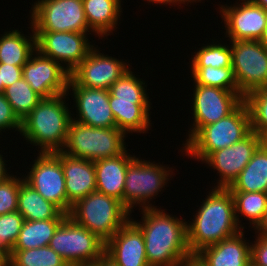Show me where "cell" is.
Returning <instances> with one entry per match:
<instances>
[{
	"label": "cell",
	"mask_w": 267,
	"mask_h": 266,
	"mask_svg": "<svg viewBox=\"0 0 267 266\" xmlns=\"http://www.w3.org/2000/svg\"><path fill=\"white\" fill-rule=\"evenodd\" d=\"M135 157L129 162L126 171L123 205L132 213L133 208H155L151 203L158 194H162L176 174L173 167L159 162ZM151 161V162H150ZM168 166V167H167ZM173 169V170H172ZM164 188V189H163Z\"/></svg>",
	"instance_id": "52a82bcc"
},
{
	"label": "cell",
	"mask_w": 267,
	"mask_h": 266,
	"mask_svg": "<svg viewBox=\"0 0 267 266\" xmlns=\"http://www.w3.org/2000/svg\"><path fill=\"white\" fill-rule=\"evenodd\" d=\"M0 93H3V82H1V77H0Z\"/></svg>",
	"instance_id": "f907efd6"
},
{
	"label": "cell",
	"mask_w": 267,
	"mask_h": 266,
	"mask_svg": "<svg viewBox=\"0 0 267 266\" xmlns=\"http://www.w3.org/2000/svg\"><path fill=\"white\" fill-rule=\"evenodd\" d=\"M152 104H135L134 101L117 100L110 94L109 106L115 117L116 127L126 135L148 133Z\"/></svg>",
	"instance_id": "cb8c5ba5"
},
{
	"label": "cell",
	"mask_w": 267,
	"mask_h": 266,
	"mask_svg": "<svg viewBox=\"0 0 267 266\" xmlns=\"http://www.w3.org/2000/svg\"><path fill=\"white\" fill-rule=\"evenodd\" d=\"M24 223V217L18 212L0 215V256L6 261Z\"/></svg>",
	"instance_id": "d590c367"
},
{
	"label": "cell",
	"mask_w": 267,
	"mask_h": 266,
	"mask_svg": "<svg viewBox=\"0 0 267 266\" xmlns=\"http://www.w3.org/2000/svg\"><path fill=\"white\" fill-rule=\"evenodd\" d=\"M231 67L239 93L267 87V45L258 40L230 41Z\"/></svg>",
	"instance_id": "8fae6325"
},
{
	"label": "cell",
	"mask_w": 267,
	"mask_h": 266,
	"mask_svg": "<svg viewBox=\"0 0 267 266\" xmlns=\"http://www.w3.org/2000/svg\"><path fill=\"white\" fill-rule=\"evenodd\" d=\"M100 49L95 45L70 73L79 86L109 90L131 68L129 61L105 55Z\"/></svg>",
	"instance_id": "2e32d148"
},
{
	"label": "cell",
	"mask_w": 267,
	"mask_h": 266,
	"mask_svg": "<svg viewBox=\"0 0 267 266\" xmlns=\"http://www.w3.org/2000/svg\"><path fill=\"white\" fill-rule=\"evenodd\" d=\"M161 208L141 209L140 221L130 219L144 236L149 266H180L193 256L187 241V221Z\"/></svg>",
	"instance_id": "6da1fadb"
},
{
	"label": "cell",
	"mask_w": 267,
	"mask_h": 266,
	"mask_svg": "<svg viewBox=\"0 0 267 266\" xmlns=\"http://www.w3.org/2000/svg\"><path fill=\"white\" fill-rule=\"evenodd\" d=\"M221 41V38L220 40L212 39L211 43L202 44V47L192 53L194 55L189 59V67H231L232 50L230 41L229 44H227V41L226 43Z\"/></svg>",
	"instance_id": "f546056e"
},
{
	"label": "cell",
	"mask_w": 267,
	"mask_h": 266,
	"mask_svg": "<svg viewBox=\"0 0 267 266\" xmlns=\"http://www.w3.org/2000/svg\"><path fill=\"white\" fill-rule=\"evenodd\" d=\"M251 241V263L254 266H267V238L255 236Z\"/></svg>",
	"instance_id": "f35d334b"
},
{
	"label": "cell",
	"mask_w": 267,
	"mask_h": 266,
	"mask_svg": "<svg viewBox=\"0 0 267 266\" xmlns=\"http://www.w3.org/2000/svg\"><path fill=\"white\" fill-rule=\"evenodd\" d=\"M6 265V261L4 259H0V266H5Z\"/></svg>",
	"instance_id": "816d5d0a"
},
{
	"label": "cell",
	"mask_w": 267,
	"mask_h": 266,
	"mask_svg": "<svg viewBox=\"0 0 267 266\" xmlns=\"http://www.w3.org/2000/svg\"><path fill=\"white\" fill-rule=\"evenodd\" d=\"M234 200L235 217L239 227L244 230L241 221H249L254 230L262 221L267 210V193L263 192H231ZM244 217V218H242ZM242 218V220H240Z\"/></svg>",
	"instance_id": "f1b7e54d"
},
{
	"label": "cell",
	"mask_w": 267,
	"mask_h": 266,
	"mask_svg": "<svg viewBox=\"0 0 267 266\" xmlns=\"http://www.w3.org/2000/svg\"><path fill=\"white\" fill-rule=\"evenodd\" d=\"M64 220H24L13 250H27L48 246L56 229Z\"/></svg>",
	"instance_id": "83f0119b"
},
{
	"label": "cell",
	"mask_w": 267,
	"mask_h": 266,
	"mask_svg": "<svg viewBox=\"0 0 267 266\" xmlns=\"http://www.w3.org/2000/svg\"><path fill=\"white\" fill-rule=\"evenodd\" d=\"M228 189L230 192L267 193V141L258 147L249 163Z\"/></svg>",
	"instance_id": "4316f807"
},
{
	"label": "cell",
	"mask_w": 267,
	"mask_h": 266,
	"mask_svg": "<svg viewBox=\"0 0 267 266\" xmlns=\"http://www.w3.org/2000/svg\"><path fill=\"white\" fill-rule=\"evenodd\" d=\"M2 150H0L1 152ZM4 155L2 154V152L0 153V183L7 180L9 177H11L13 174L10 172H8L9 170H7V164L8 161H6L3 157Z\"/></svg>",
	"instance_id": "60d3db41"
},
{
	"label": "cell",
	"mask_w": 267,
	"mask_h": 266,
	"mask_svg": "<svg viewBox=\"0 0 267 266\" xmlns=\"http://www.w3.org/2000/svg\"><path fill=\"white\" fill-rule=\"evenodd\" d=\"M128 136L117 127H92L72 120L61 152L94 162L123 154Z\"/></svg>",
	"instance_id": "8992f818"
},
{
	"label": "cell",
	"mask_w": 267,
	"mask_h": 266,
	"mask_svg": "<svg viewBox=\"0 0 267 266\" xmlns=\"http://www.w3.org/2000/svg\"><path fill=\"white\" fill-rule=\"evenodd\" d=\"M21 127L22 121L14 113L11 104L7 101L4 94L0 93V135L3 134L2 132L11 129L12 131H17L16 135H18L21 133Z\"/></svg>",
	"instance_id": "74e56055"
},
{
	"label": "cell",
	"mask_w": 267,
	"mask_h": 266,
	"mask_svg": "<svg viewBox=\"0 0 267 266\" xmlns=\"http://www.w3.org/2000/svg\"><path fill=\"white\" fill-rule=\"evenodd\" d=\"M17 211L24 217V220L30 221L65 219L68 216L25 181L20 184Z\"/></svg>",
	"instance_id": "484cf974"
},
{
	"label": "cell",
	"mask_w": 267,
	"mask_h": 266,
	"mask_svg": "<svg viewBox=\"0 0 267 266\" xmlns=\"http://www.w3.org/2000/svg\"><path fill=\"white\" fill-rule=\"evenodd\" d=\"M202 200L192 222L187 221V241L192 255L242 231L236 221L234 200L228 188L211 187Z\"/></svg>",
	"instance_id": "7a4b0ae2"
},
{
	"label": "cell",
	"mask_w": 267,
	"mask_h": 266,
	"mask_svg": "<svg viewBox=\"0 0 267 266\" xmlns=\"http://www.w3.org/2000/svg\"><path fill=\"white\" fill-rule=\"evenodd\" d=\"M22 67L0 63V77L1 82H3V91L6 87L22 78Z\"/></svg>",
	"instance_id": "ab89813d"
},
{
	"label": "cell",
	"mask_w": 267,
	"mask_h": 266,
	"mask_svg": "<svg viewBox=\"0 0 267 266\" xmlns=\"http://www.w3.org/2000/svg\"><path fill=\"white\" fill-rule=\"evenodd\" d=\"M192 123L186 134L184 145L201 127L217 122L231 114L243 101L239 92L225 90L219 87L203 86L193 82ZM192 104V105H191Z\"/></svg>",
	"instance_id": "30bf717a"
},
{
	"label": "cell",
	"mask_w": 267,
	"mask_h": 266,
	"mask_svg": "<svg viewBox=\"0 0 267 266\" xmlns=\"http://www.w3.org/2000/svg\"><path fill=\"white\" fill-rule=\"evenodd\" d=\"M8 266H69L49 246L27 250H13L6 260Z\"/></svg>",
	"instance_id": "d6a6232c"
},
{
	"label": "cell",
	"mask_w": 267,
	"mask_h": 266,
	"mask_svg": "<svg viewBox=\"0 0 267 266\" xmlns=\"http://www.w3.org/2000/svg\"><path fill=\"white\" fill-rule=\"evenodd\" d=\"M22 77L42 98L67 93L70 72L36 50L22 67Z\"/></svg>",
	"instance_id": "ac0fdd59"
},
{
	"label": "cell",
	"mask_w": 267,
	"mask_h": 266,
	"mask_svg": "<svg viewBox=\"0 0 267 266\" xmlns=\"http://www.w3.org/2000/svg\"><path fill=\"white\" fill-rule=\"evenodd\" d=\"M131 214L118 199L95 191L74 204L68 216L106 243Z\"/></svg>",
	"instance_id": "5b68a950"
},
{
	"label": "cell",
	"mask_w": 267,
	"mask_h": 266,
	"mask_svg": "<svg viewBox=\"0 0 267 266\" xmlns=\"http://www.w3.org/2000/svg\"><path fill=\"white\" fill-rule=\"evenodd\" d=\"M23 181V175L18 177L13 174L0 183V215L17 211L19 189Z\"/></svg>",
	"instance_id": "8d00e7d4"
},
{
	"label": "cell",
	"mask_w": 267,
	"mask_h": 266,
	"mask_svg": "<svg viewBox=\"0 0 267 266\" xmlns=\"http://www.w3.org/2000/svg\"><path fill=\"white\" fill-rule=\"evenodd\" d=\"M143 1H148L147 3L149 4V3H151V4H161V6H162V4H163V6H165L166 5V7H167V5H169V7H170V5H171V7L173 6V0H143Z\"/></svg>",
	"instance_id": "f6af8a7d"
},
{
	"label": "cell",
	"mask_w": 267,
	"mask_h": 266,
	"mask_svg": "<svg viewBox=\"0 0 267 266\" xmlns=\"http://www.w3.org/2000/svg\"><path fill=\"white\" fill-rule=\"evenodd\" d=\"M190 77L198 85L239 92L232 67H189Z\"/></svg>",
	"instance_id": "836d02e7"
},
{
	"label": "cell",
	"mask_w": 267,
	"mask_h": 266,
	"mask_svg": "<svg viewBox=\"0 0 267 266\" xmlns=\"http://www.w3.org/2000/svg\"><path fill=\"white\" fill-rule=\"evenodd\" d=\"M48 246L69 266L97 261L105 254V242L69 216L58 226Z\"/></svg>",
	"instance_id": "9c48e42d"
},
{
	"label": "cell",
	"mask_w": 267,
	"mask_h": 266,
	"mask_svg": "<svg viewBox=\"0 0 267 266\" xmlns=\"http://www.w3.org/2000/svg\"><path fill=\"white\" fill-rule=\"evenodd\" d=\"M261 41L267 45V25Z\"/></svg>",
	"instance_id": "681fc988"
},
{
	"label": "cell",
	"mask_w": 267,
	"mask_h": 266,
	"mask_svg": "<svg viewBox=\"0 0 267 266\" xmlns=\"http://www.w3.org/2000/svg\"><path fill=\"white\" fill-rule=\"evenodd\" d=\"M71 266H101V258L98 259L97 261L83 262V263L74 264V265H71Z\"/></svg>",
	"instance_id": "7dc6e473"
},
{
	"label": "cell",
	"mask_w": 267,
	"mask_h": 266,
	"mask_svg": "<svg viewBox=\"0 0 267 266\" xmlns=\"http://www.w3.org/2000/svg\"><path fill=\"white\" fill-rule=\"evenodd\" d=\"M254 234L260 237L267 238V210L262 218V221L254 229Z\"/></svg>",
	"instance_id": "b9f144b4"
},
{
	"label": "cell",
	"mask_w": 267,
	"mask_h": 266,
	"mask_svg": "<svg viewBox=\"0 0 267 266\" xmlns=\"http://www.w3.org/2000/svg\"><path fill=\"white\" fill-rule=\"evenodd\" d=\"M37 155L30 168L27 166V175L23 173L24 181L67 214L65 176L59 160V151L39 152Z\"/></svg>",
	"instance_id": "4fadbf2b"
},
{
	"label": "cell",
	"mask_w": 267,
	"mask_h": 266,
	"mask_svg": "<svg viewBox=\"0 0 267 266\" xmlns=\"http://www.w3.org/2000/svg\"><path fill=\"white\" fill-rule=\"evenodd\" d=\"M68 96L64 93L43 98L22 120L19 136L38 147V152L54 153L64 148L73 112L69 102L66 103V99L70 100Z\"/></svg>",
	"instance_id": "3957f363"
},
{
	"label": "cell",
	"mask_w": 267,
	"mask_h": 266,
	"mask_svg": "<svg viewBox=\"0 0 267 266\" xmlns=\"http://www.w3.org/2000/svg\"><path fill=\"white\" fill-rule=\"evenodd\" d=\"M180 266H205L195 255L186 259Z\"/></svg>",
	"instance_id": "7bdbcfd3"
},
{
	"label": "cell",
	"mask_w": 267,
	"mask_h": 266,
	"mask_svg": "<svg viewBox=\"0 0 267 266\" xmlns=\"http://www.w3.org/2000/svg\"><path fill=\"white\" fill-rule=\"evenodd\" d=\"M28 36L18 28L3 32L0 36V63L23 66L37 50L36 35L32 25Z\"/></svg>",
	"instance_id": "d4e9b609"
},
{
	"label": "cell",
	"mask_w": 267,
	"mask_h": 266,
	"mask_svg": "<svg viewBox=\"0 0 267 266\" xmlns=\"http://www.w3.org/2000/svg\"><path fill=\"white\" fill-rule=\"evenodd\" d=\"M65 176L67 214L79 200L96 191V172L91 160L74 158L59 151Z\"/></svg>",
	"instance_id": "ffe728a7"
},
{
	"label": "cell",
	"mask_w": 267,
	"mask_h": 266,
	"mask_svg": "<svg viewBox=\"0 0 267 266\" xmlns=\"http://www.w3.org/2000/svg\"><path fill=\"white\" fill-rule=\"evenodd\" d=\"M67 94L75 99L72 109L75 108L76 113H72V120L92 127H116L115 117L109 106V90L82 87L70 77Z\"/></svg>",
	"instance_id": "e0dca14e"
},
{
	"label": "cell",
	"mask_w": 267,
	"mask_h": 266,
	"mask_svg": "<svg viewBox=\"0 0 267 266\" xmlns=\"http://www.w3.org/2000/svg\"><path fill=\"white\" fill-rule=\"evenodd\" d=\"M254 4L262 7L263 9L267 10V0H251Z\"/></svg>",
	"instance_id": "c3c4849f"
},
{
	"label": "cell",
	"mask_w": 267,
	"mask_h": 266,
	"mask_svg": "<svg viewBox=\"0 0 267 266\" xmlns=\"http://www.w3.org/2000/svg\"><path fill=\"white\" fill-rule=\"evenodd\" d=\"M264 140L254 131L233 145L212 152L203 163L217 171L214 188H229Z\"/></svg>",
	"instance_id": "9a60e30c"
},
{
	"label": "cell",
	"mask_w": 267,
	"mask_h": 266,
	"mask_svg": "<svg viewBox=\"0 0 267 266\" xmlns=\"http://www.w3.org/2000/svg\"><path fill=\"white\" fill-rule=\"evenodd\" d=\"M250 113L243 101L231 114L201 127L180 152L193 161L202 162L214 151L229 147L251 132ZM183 150V151H182Z\"/></svg>",
	"instance_id": "277c9868"
},
{
	"label": "cell",
	"mask_w": 267,
	"mask_h": 266,
	"mask_svg": "<svg viewBox=\"0 0 267 266\" xmlns=\"http://www.w3.org/2000/svg\"><path fill=\"white\" fill-rule=\"evenodd\" d=\"M245 231L207 246L195 254L205 266H249L251 264V240Z\"/></svg>",
	"instance_id": "44dd1931"
},
{
	"label": "cell",
	"mask_w": 267,
	"mask_h": 266,
	"mask_svg": "<svg viewBox=\"0 0 267 266\" xmlns=\"http://www.w3.org/2000/svg\"><path fill=\"white\" fill-rule=\"evenodd\" d=\"M7 101L11 104L14 113L22 121L43 99L32 90L22 77L3 91Z\"/></svg>",
	"instance_id": "1f68e13d"
},
{
	"label": "cell",
	"mask_w": 267,
	"mask_h": 266,
	"mask_svg": "<svg viewBox=\"0 0 267 266\" xmlns=\"http://www.w3.org/2000/svg\"><path fill=\"white\" fill-rule=\"evenodd\" d=\"M105 255L118 266H149L144 236L131 219L105 243Z\"/></svg>",
	"instance_id": "d6986e66"
},
{
	"label": "cell",
	"mask_w": 267,
	"mask_h": 266,
	"mask_svg": "<svg viewBox=\"0 0 267 266\" xmlns=\"http://www.w3.org/2000/svg\"><path fill=\"white\" fill-rule=\"evenodd\" d=\"M244 102L250 113L251 130L267 141V87L250 92Z\"/></svg>",
	"instance_id": "e575fe53"
},
{
	"label": "cell",
	"mask_w": 267,
	"mask_h": 266,
	"mask_svg": "<svg viewBox=\"0 0 267 266\" xmlns=\"http://www.w3.org/2000/svg\"><path fill=\"white\" fill-rule=\"evenodd\" d=\"M130 68L109 89L117 100L134 101L135 104H152L149 99L147 83L134 75ZM146 83V84H145Z\"/></svg>",
	"instance_id": "4dcf8cb0"
},
{
	"label": "cell",
	"mask_w": 267,
	"mask_h": 266,
	"mask_svg": "<svg viewBox=\"0 0 267 266\" xmlns=\"http://www.w3.org/2000/svg\"><path fill=\"white\" fill-rule=\"evenodd\" d=\"M219 6L218 11L225 27L222 29L225 30L227 41L262 40L267 25V10L251 0H239L230 6Z\"/></svg>",
	"instance_id": "5bb4252c"
},
{
	"label": "cell",
	"mask_w": 267,
	"mask_h": 266,
	"mask_svg": "<svg viewBox=\"0 0 267 266\" xmlns=\"http://www.w3.org/2000/svg\"><path fill=\"white\" fill-rule=\"evenodd\" d=\"M127 149L123 154L94 161L96 191L112 196L123 203L126 171L135 157Z\"/></svg>",
	"instance_id": "7402d4cb"
},
{
	"label": "cell",
	"mask_w": 267,
	"mask_h": 266,
	"mask_svg": "<svg viewBox=\"0 0 267 266\" xmlns=\"http://www.w3.org/2000/svg\"><path fill=\"white\" fill-rule=\"evenodd\" d=\"M101 266H118L111 259H109L105 254L101 257Z\"/></svg>",
	"instance_id": "bcb514c9"
},
{
	"label": "cell",
	"mask_w": 267,
	"mask_h": 266,
	"mask_svg": "<svg viewBox=\"0 0 267 266\" xmlns=\"http://www.w3.org/2000/svg\"><path fill=\"white\" fill-rule=\"evenodd\" d=\"M90 34L98 37L94 32H35L36 48L71 73L95 46Z\"/></svg>",
	"instance_id": "7c38bea8"
},
{
	"label": "cell",
	"mask_w": 267,
	"mask_h": 266,
	"mask_svg": "<svg viewBox=\"0 0 267 266\" xmlns=\"http://www.w3.org/2000/svg\"><path fill=\"white\" fill-rule=\"evenodd\" d=\"M202 1H204V0H173V5H174V8H175V6L177 7L178 6V8L180 7L181 8V5H188L189 3H191V4H193V3H198V2H202Z\"/></svg>",
	"instance_id": "ee69618b"
},
{
	"label": "cell",
	"mask_w": 267,
	"mask_h": 266,
	"mask_svg": "<svg viewBox=\"0 0 267 266\" xmlns=\"http://www.w3.org/2000/svg\"><path fill=\"white\" fill-rule=\"evenodd\" d=\"M82 3L88 27L99 39H107L117 30L122 17V0H82Z\"/></svg>",
	"instance_id": "603a6c76"
},
{
	"label": "cell",
	"mask_w": 267,
	"mask_h": 266,
	"mask_svg": "<svg viewBox=\"0 0 267 266\" xmlns=\"http://www.w3.org/2000/svg\"><path fill=\"white\" fill-rule=\"evenodd\" d=\"M29 14L34 32H93L82 0H36Z\"/></svg>",
	"instance_id": "ba28073f"
}]
</instances>
